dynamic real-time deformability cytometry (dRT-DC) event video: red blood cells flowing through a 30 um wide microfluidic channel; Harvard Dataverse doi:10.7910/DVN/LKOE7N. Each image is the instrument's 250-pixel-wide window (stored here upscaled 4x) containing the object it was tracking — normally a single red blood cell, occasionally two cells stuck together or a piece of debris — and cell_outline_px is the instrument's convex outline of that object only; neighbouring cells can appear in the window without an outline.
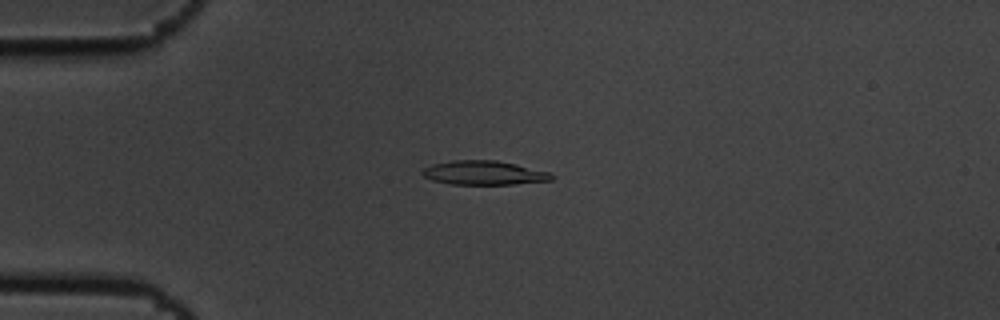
{"species": "common noctule bat (a hibernating species)", "species_latin": "Nyctalus noctula", "temperature_condition": "cold", "stored_images_in_passage": 9, "camera_frame_rate_fps": 3000, "um_per_image_px": 0.085, "animal": {"sex": "male", "body_mass_g": 19.5, "forearm_length_mm": 54.6}, "frame": {"image": 1, "passage_image": 3, "time_ms": 0.667, "image_size_px": [1000, 320], "cell_outline_px": [[556, 176], [552, 180], [512, 184], [452, 184], [432, 180], [424, 176], [420, 172], [424, 168], [432, 164], [452, 160], [496, 160], [516, 164], [548, 172]], "centroid_in_image_um": [41.12, 14.68], "position_along_channel_um": 43.9, "area_um2": 18.03}}
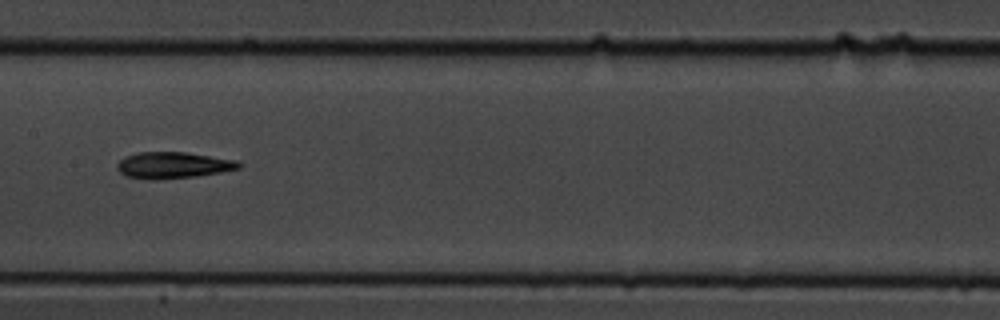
{"frame": {"image": 2, "passage_image": 7, "time_ms": 2.0, "image_size_px": [1000, 320], "cell_outline_px": [[244, 164], [240, 168], [220, 172], [196, 176], [152, 180], [148, 180], [128, 176], [120, 172], [116, 168], [116, 164], [124, 156], [136, 152], [184, 152], [236, 160]], "centroid_in_image_um": [14.69, 14.04], "position_along_channel_um": 192.7, "area_um2": 18.73}}
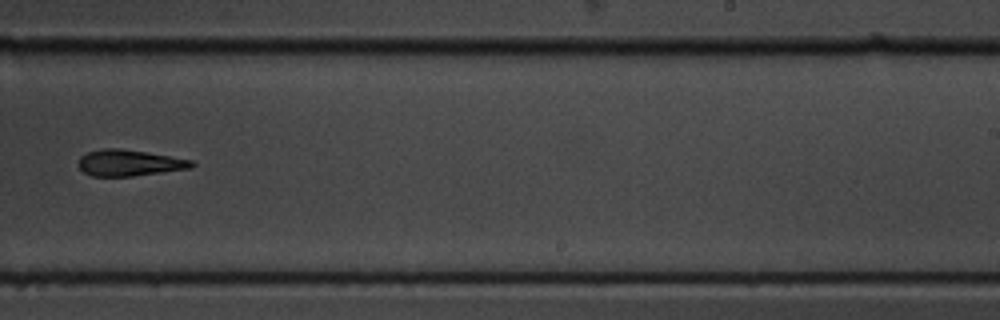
{"frame": {"image": 3, "passage_image": 9, "time_ms": 2.667, "image_size_px": [1000, 320], "cell_outline_px": [[196, 164], [192, 168], [132, 176], [92, 176], [84, 172], [76, 164], [80, 156], [88, 152], [100, 148], [120, 148], [192, 160]], "centroid_in_image_um": [10.95, 13.84], "position_along_channel_um": 278.1, "area_um2": 17.28}}